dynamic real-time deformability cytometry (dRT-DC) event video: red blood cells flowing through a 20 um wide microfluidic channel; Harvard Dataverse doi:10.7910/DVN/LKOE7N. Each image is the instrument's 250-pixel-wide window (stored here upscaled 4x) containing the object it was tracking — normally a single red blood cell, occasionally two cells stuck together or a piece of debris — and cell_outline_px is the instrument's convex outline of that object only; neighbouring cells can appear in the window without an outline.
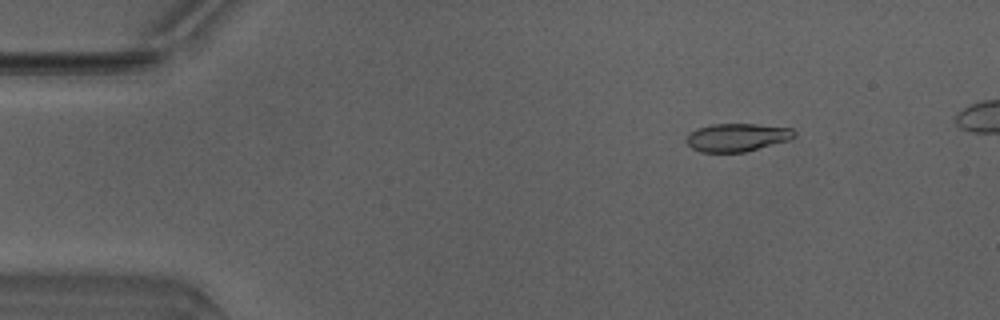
{"species": "Egyptian fruit bat (a non-hibernating species)", "species_latin": "Rousettus aegyptiacus", "temperature_condition": "warm", "stored_images_in_passage": 41, "camera_frame_rate_fps": 3000, "um_per_image_px": 0.085, "animal": {"sex": "male"}, "frame": {"image": 1, "passage_image": 1, "time_ms": 0.0, "image_size_px": [1000, 320], "cell_outline_px": [[796, 136], [788, 140], [744, 152], [700, 152], [692, 148], [684, 140], [688, 132], [696, 128], [712, 124], [756, 124], [792, 128], [796, 132]], "centroid_in_image_um": [62.6, 11.67], "position_along_channel_um": 22.4, "area_um2": 17.74}}
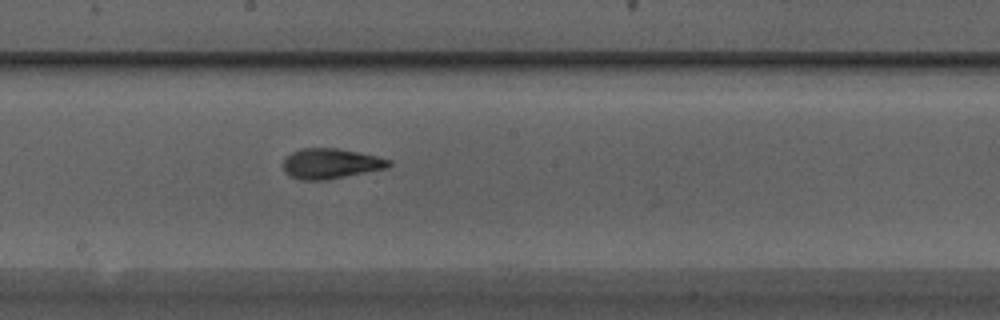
{"frame": {"image": 2, "passage_image": 21, "time_ms": 6.667, "image_size_px": [1000, 320], "cell_outline_px": [[392, 164], [388, 168], [324, 180], [300, 180], [284, 172], [284, 156], [300, 148], [336, 148], [376, 156], [392, 160]], "centroid_in_image_um": [28.1, 13.9], "position_along_channel_um": 220.1, "area_um2": 18.55}}
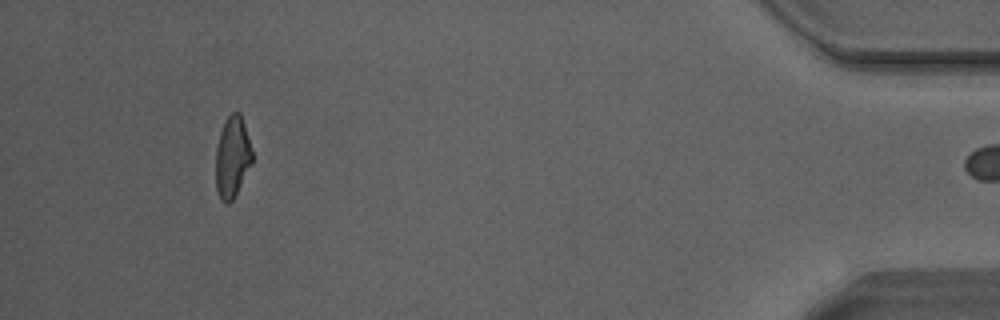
{"frame": {"image": 3, "passage_image": 40, "time_ms": 13.0, "image_size_px": [1000, 320], "cell_outline_px": [[252, 164], [232, 200], [228, 204], [224, 204], [220, 200], [216, 188], [216, 148], [220, 132], [228, 116], [232, 112], [240, 112], [252, 148]], "centroid_in_image_um": [19.75, 13.37], "position_along_channel_um": 415.5, "area_um2": 17.22}, "authors_computed_cell_mechanics": {"area_um2": 18.4382, "velocity_mm_per_s": 4.1928, "shape_relaxation_time_tau1_ms": 4.0788, "shape_relaxation_time_tau2_ms": 1.4116, "deformation_change_tau1": 0.177, "deformation_change_tau2": 0.0794}}